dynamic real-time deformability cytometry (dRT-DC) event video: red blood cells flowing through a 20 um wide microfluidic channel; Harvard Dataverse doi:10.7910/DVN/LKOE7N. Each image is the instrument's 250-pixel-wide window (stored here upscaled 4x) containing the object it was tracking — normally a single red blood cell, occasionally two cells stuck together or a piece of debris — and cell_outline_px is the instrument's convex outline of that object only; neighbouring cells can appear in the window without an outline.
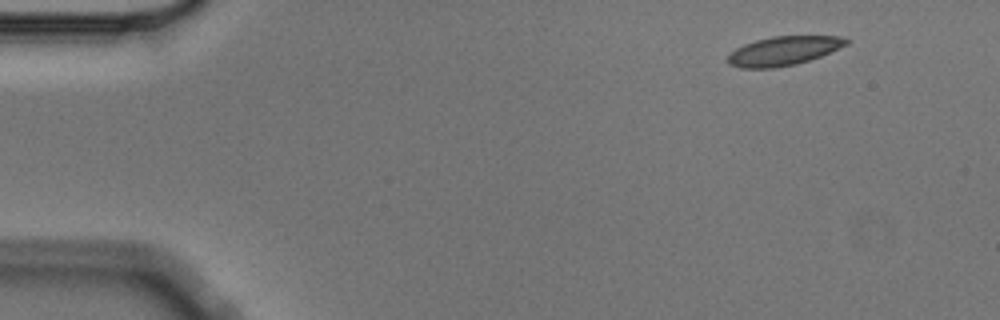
{"species": "Egyptian fruit bat (a non-hibernating species)", "species_latin": "Rousettus aegyptiacus", "temperature_condition": "cold", "stored_images_in_passage": 6, "segment_of_instrument_passage": [2, 2], "camera_frame_rate_fps": 3000, "um_per_image_px": 0.085, "animal": {"sex": "male"}, "frame": {"image": 1, "passage_image": 6, "time_ms": 1.667, "image_size_px": [1000, 320], "cell_outline_px": [[852, 40], [848, 44], [820, 56], [796, 64], [776, 68], [740, 68], [728, 64], [728, 56], [736, 48], [744, 44], [756, 40], [772, 36], [840, 36]], "centroid_in_image_um": [66.61, 4.32], "position_along_channel_um": 18.4, "area_um2": 20.0}}